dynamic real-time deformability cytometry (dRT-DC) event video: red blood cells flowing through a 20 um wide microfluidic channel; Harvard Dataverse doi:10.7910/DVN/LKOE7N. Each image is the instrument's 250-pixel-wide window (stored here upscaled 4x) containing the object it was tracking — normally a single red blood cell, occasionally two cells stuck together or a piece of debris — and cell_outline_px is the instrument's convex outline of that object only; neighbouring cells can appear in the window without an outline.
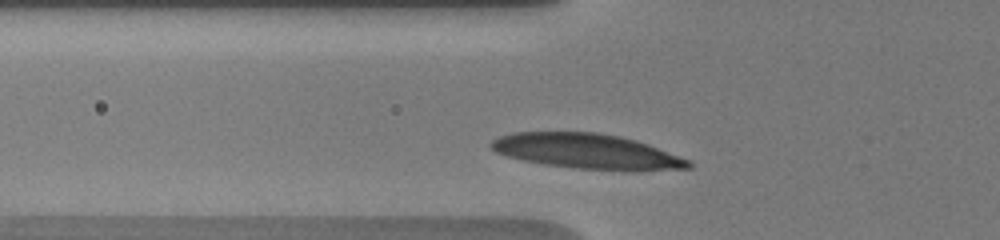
{"species": "human", "species_latin": "Homo sapiens", "temperature_condition": "warm", "stored_images_in_passage": 14, "camera_frame_rate_fps": 3000, "um_per_image_px": 0.085, "donor": {"sex": "male"}, "frame": {"image": 1, "passage_image": 2, "time_ms": 0.667, "image_size_px": [1000, 240], "cell_outline_px": [[692, 168], [636, 172], [576, 168], [544, 164], [524, 160], [508, 156], [496, 152], [488, 144], [492, 140], [500, 136], [512, 132], [596, 132], [620, 136], [636, 140], [648, 144], [692, 160]], "centroid_in_image_um": [49.98, 12.88], "position_along_channel_um": 75.8, "area_um2": 40.81}}
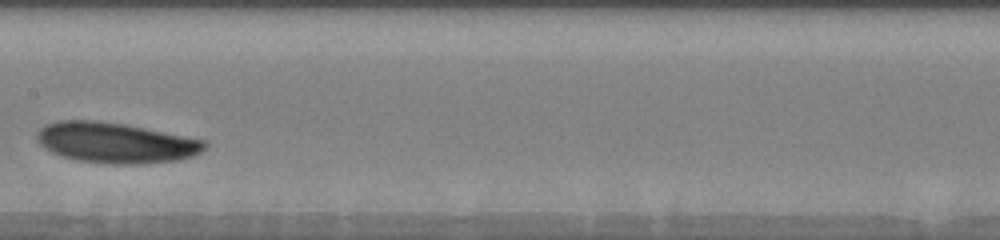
{"frame": {"image": 2, "passage_image": 7, "time_ms": 4.0, "image_size_px": [1000, 240], "cell_outline_px": [[208, 144], [200, 152], [192, 156], [180, 160], [136, 164], [112, 164], [80, 160], [64, 156], [52, 152], [44, 148], [36, 140], [36, 136], [40, 128], [44, 124], [60, 120], [96, 120], [124, 124], [208, 140]], "centroid_in_image_um": [9.84, 12.12], "position_along_channel_um": 197.6, "area_um2": 39.59}}
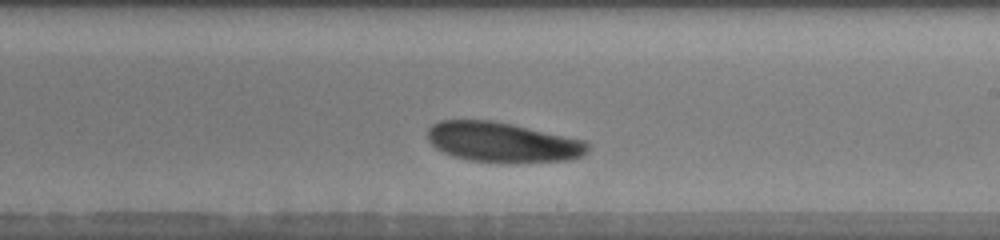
{"frame": {"image": 3, "passage_image": 9, "time_ms": 5.333, "image_size_px": [1000, 240], "cell_outline_px": [[588, 148], [580, 156], [568, 160], [512, 164], [504, 164], [468, 160], [452, 156], [436, 148], [428, 140], [428, 128], [432, 124], [440, 120], [492, 120], [512, 124], [584, 140], [588, 144]], "centroid_in_image_um": [42.68, 12.11], "position_along_channel_um": 246.3, "area_um2": 37.63}}